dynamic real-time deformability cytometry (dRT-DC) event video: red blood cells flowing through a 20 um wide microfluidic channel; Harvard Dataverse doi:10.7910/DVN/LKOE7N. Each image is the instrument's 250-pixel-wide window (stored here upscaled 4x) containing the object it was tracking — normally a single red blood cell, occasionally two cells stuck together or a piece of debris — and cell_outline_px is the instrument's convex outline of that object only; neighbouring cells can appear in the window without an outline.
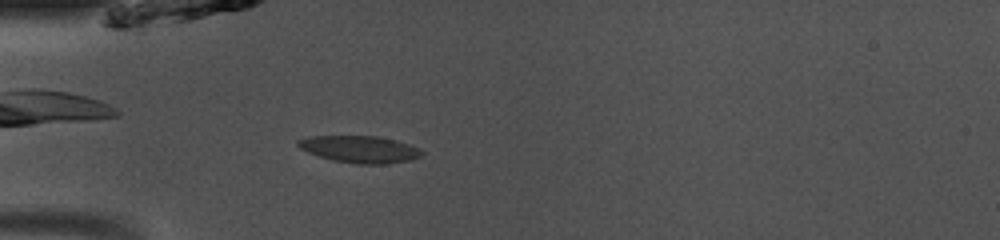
{"species": "common noctule bat (a hibernating species)", "species_latin": "Nyctalus noctula", "temperature_condition": "room temperature", "stored_images_in_passage": 37, "camera_frame_rate_fps": 3000, "um_per_image_px": 0.085, "animal": {"sex": "male", "body_mass_g": 13.0, "forearm_length_mm": 53.1}, "frame": {"image": 1, "passage_image": 3, "time_ms": 0.667, "image_size_px": [1000, 240], "cell_outline_px": [[424, 152], [420, 156], [412, 160], [384, 164], [360, 164], [332, 160], [308, 152], [300, 148], [296, 144], [296, 140], [308, 136], [376, 136], [396, 140], [420, 148]], "centroid_in_image_um": [30.58, 12.68], "position_along_channel_um": 54.4, "area_um2": 19.48}}
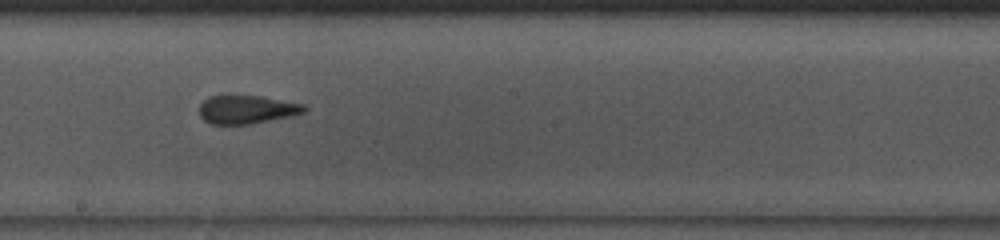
{"frame": {"image": 2, "passage_image": 16, "time_ms": 5.0, "image_size_px": [1000, 240], "cell_outline_px": [[308, 108], [304, 112], [292, 116], [252, 124], [212, 124], [204, 120], [200, 116], [200, 104], [208, 96], [228, 92], [260, 96], [304, 104]], "centroid_in_image_um": [20.94, 9.26], "position_along_channel_um": 227.3, "area_um2": 18.09}}
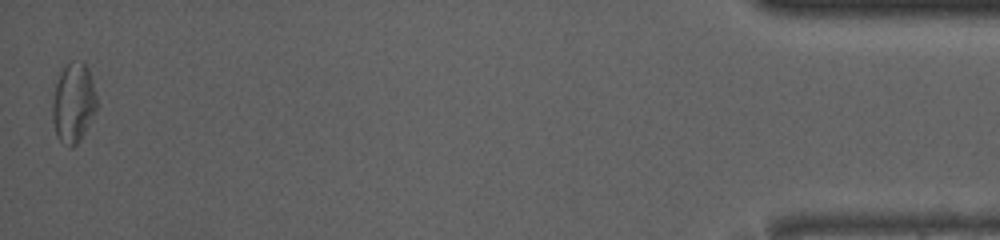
{"frame": {"image": 3, "passage_image": 37, "time_ms": 12.0, "image_size_px": [1000, 240], "cell_outline_px": [[96, 108], [80, 140], [72, 148], [68, 148], [56, 136], [52, 120], [52, 100], [56, 84], [60, 72], [64, 64], [68, 60], [80, 60], [88, 68], [96, 96]], "centroid_in_image_um": [6.2, 8.72], "position_along_channel_um": 429.0, "area_um2": 20.63}, "authors_computed_cell_mechanics": {"area_um2": 18.6694, "velocity_mm_per_s": 4.1077, "shape_relaxation_time_tau1_ms": null, "shape_relaxation_time_tau2_ms": 0.972, "deformation_change_tau1": null, "deformation_change_tau2": 0.0728}}